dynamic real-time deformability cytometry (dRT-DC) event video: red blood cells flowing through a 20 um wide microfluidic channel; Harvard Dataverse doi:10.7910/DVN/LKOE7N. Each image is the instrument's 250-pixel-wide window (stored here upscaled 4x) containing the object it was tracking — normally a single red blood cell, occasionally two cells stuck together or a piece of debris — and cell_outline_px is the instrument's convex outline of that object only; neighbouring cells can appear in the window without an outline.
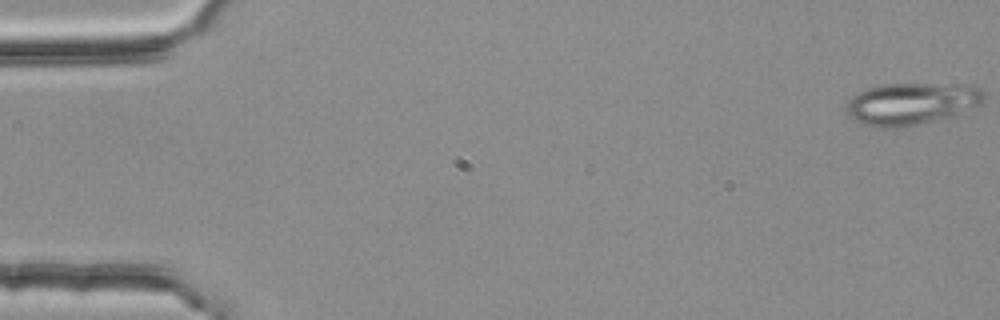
{"species": "common noctule bat (a hibernating species)", "species_latin": "Nyctalus noctula", "temperature_condition": "room temperature", "stored_images_in_passage": 55, "segment_of_instrument_passage": [1, 2], "camera_frame_rate_fps": 3000, "um_per_image_px": 0.085, "animal": {"sex": "female", "body_mass_g": 25.1}, "frame": {"image": 1, "passage_image": 1, "time_ms": 0.0, "image_size_px": [1000, 320], "cell_outline_px": [[984, 104], [952, 116], [936, 120], [900, 128], [876, 128], [856, 124], [848, 116], [848, 100], [852, 96], [868, 88], [880, 84], [928, 84], [980, 88], [984, 92]], "centroid_in_image_um": [77.41, 8.85], "position_along_channel_um": 7.6, "area_um2": 33.7}}